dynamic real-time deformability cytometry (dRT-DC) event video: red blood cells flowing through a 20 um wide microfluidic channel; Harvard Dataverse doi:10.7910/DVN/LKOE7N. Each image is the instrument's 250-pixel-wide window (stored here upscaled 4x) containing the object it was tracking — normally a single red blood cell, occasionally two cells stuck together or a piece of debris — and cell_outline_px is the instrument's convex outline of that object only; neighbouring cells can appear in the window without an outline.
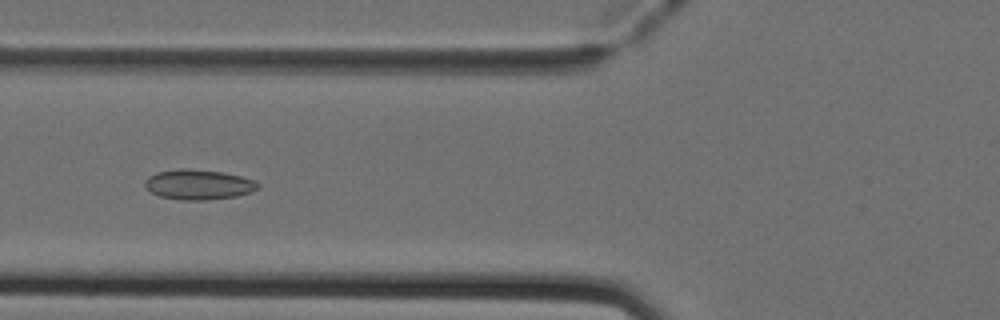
{"species": "Egyptian fruit bat (a non-hibernating species)", "species_latin": "Rousettus aegyptiacus", "temperature_condition": "cold", "stored_images_in_passage": 51, "camera_frame_rate_fps": 3000, "um_per_image_px": 0.085, "animal": {"sex": "female"}, "frame": {"image": 1, "passage_image": 20, "time_ms": 6.333, "image_size_px": [1000, 320], "cell_outline_px": [[260, 188], [252, 192], [236, 196], [204, 200], [180, 200], [160, 196], [152, 192], [144, 184], [144, 180], [148, 176], [156, 172], [180, 168], [188, 168], [224, 172], [256, 180], [260, 184]], "centroid_in_image_um": [16.9, 15.67], "position_along_channel_um": 108.9, "area_um2": 20.0}}
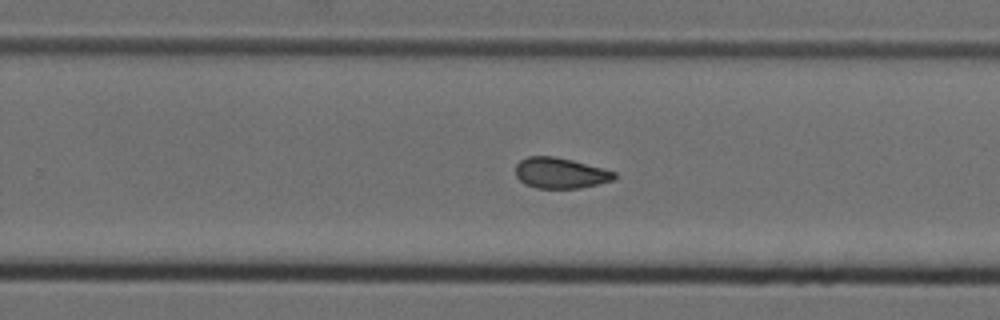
{"frame": {"image": 2, "passage_image": 33, "time_ms": 10.667, "image_size_px": [1000, 320], "cell_outline_px": [[616, 176], [612, 180], [580, 188], [536, 188], [524, 184], [516, 176], [516, 164], [520, 160], [528, 156], [556, 156], [604, 168], [616, 172]], "centroid_in_image_um": [47.61, 14.7], "position_along_channel_um": 282.2, "area_um2": 17.69}}
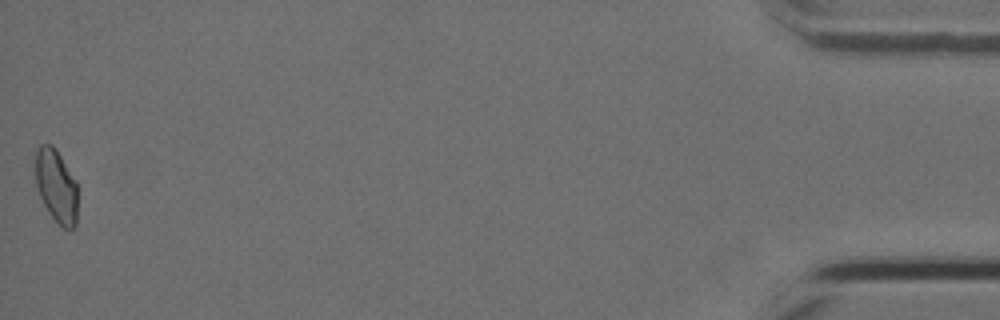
{"frame": {"image": 3, "passage_image": 51, "time_ms": 16.667, "image_size_px": [1000, 320], "cell_outline_px": [[76, 224], [72, 228], [64, 228], [48, 212], [40, 196], [36, 184], [36, 152], [40, 144], [52, 144], [56, 148], [76, 180]], "centroid_in_image_um": [4.78, 15.77], "position_along_channel_um": 430.4, "area_um2": 17.74}, "authors_computed_cell_mechanics": {"area_um2": 18.3804, "velocity_mm_per_s": 4.0153, "shape_relaxation_time_tau1_ms": null, "shape_relaxation_time_tau2_ms": 4.1095, "deformation_change_tau1": null, "deformation_change_tau2": 0.084}}